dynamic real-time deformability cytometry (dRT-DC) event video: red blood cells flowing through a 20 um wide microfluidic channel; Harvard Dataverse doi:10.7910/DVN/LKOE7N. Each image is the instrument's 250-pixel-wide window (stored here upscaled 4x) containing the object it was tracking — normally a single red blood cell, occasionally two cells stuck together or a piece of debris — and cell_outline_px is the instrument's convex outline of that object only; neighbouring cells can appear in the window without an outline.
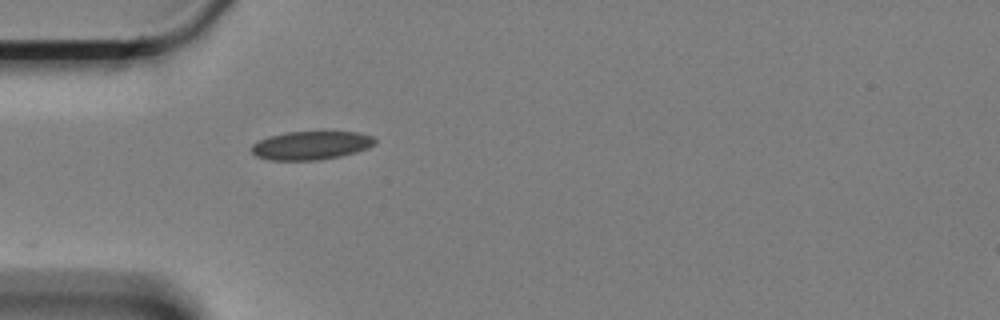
{"species": "Egyptian fruit bat (a non-hibernating species)", "species_latin": "Rousettus aegyptiacus", "temperature_condition": "cold", "stored_images_in_passage": 32, "camera_frame_rate_fps": 3000, "um_per_image_px": 0.085, "animal": {"sex": "female"}, "frame": {"image": 1, "passage_image": 1, "time_ms": 0.0, "image_size_px": [1000, 320], "cell_outline_px": [[376, 144], [368, 148], [356, 152], [340, 156], [320, 160], [268, 160], [256, 156], [252, 152], [252, 144], [268, 136], [284, 132], [356, 132], [372, 136], [376, 140]], "centroid_in_image_um": [26.44, 12.36], "position_along_channel_um": 58.6, "area_um2": 20.52}}
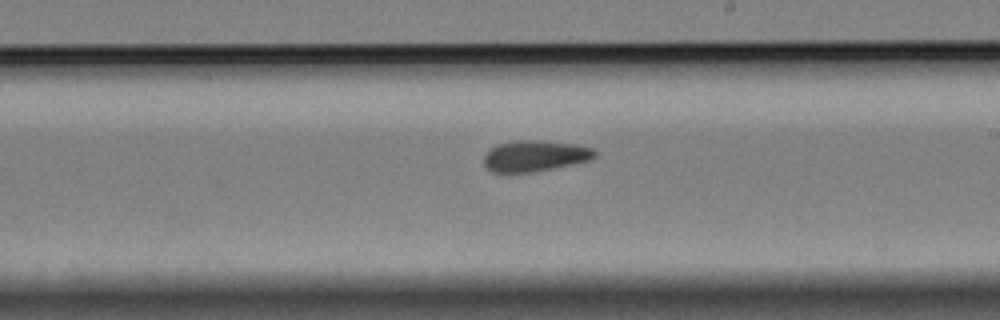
{"frame": {"image": 2, "passage_image": 18, "time_ms": 5.667, "image_size_px": [1000, 320], "cell_outline_px": [[596, 156], [588, 160], [552, 168], [528, 172], [492, 172], [484, 164], [484, 156], [488, 148], [496, 144], [512, 140], [536, 140], [576, 144], [592, 148], [596, 152]], "centroid_in_image_um": [45.41, 13.23], "position_along_channel_um": 243.6, "area_um2": 19.94}}
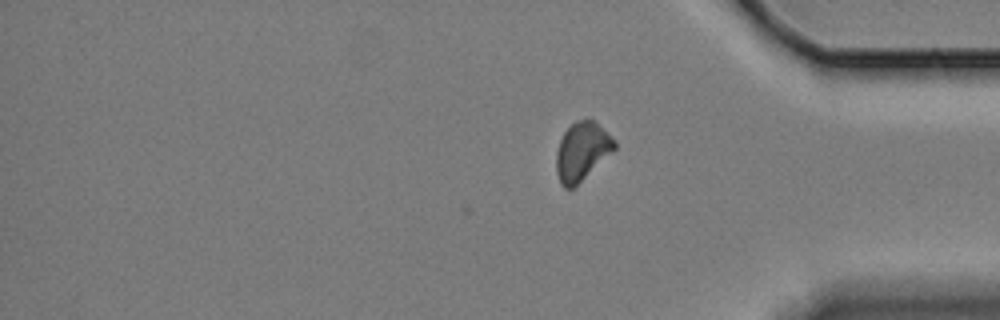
{"frame": {"image": 3, "passage_image": 32, "time_ms": 10.333, "image_size_px": [1000, 320], "cell_outline_px": [[616, 148], [612, 152], [572, 188], [564, 188], [560, 184], [556, 172], [556, 152], [560, 140], [564, 132], [576, 120], [588, 116], [616, 140]], "centroid_in_image_um": [49.45, 12.83], "position_along_channel_um": 385.7, "area_um2": 19.65}, "authors_computed_cell_mechanics": {"area_um2": 19.9121, "velocity_mm_per_s": 3.3138, "shape_relaxation_time_tau1_ms": null, "shape_relaxation_time_tau2_ms": 3.5558, "deformation_change_tau1": null, "deformation_change_tau2": 0.0813}}